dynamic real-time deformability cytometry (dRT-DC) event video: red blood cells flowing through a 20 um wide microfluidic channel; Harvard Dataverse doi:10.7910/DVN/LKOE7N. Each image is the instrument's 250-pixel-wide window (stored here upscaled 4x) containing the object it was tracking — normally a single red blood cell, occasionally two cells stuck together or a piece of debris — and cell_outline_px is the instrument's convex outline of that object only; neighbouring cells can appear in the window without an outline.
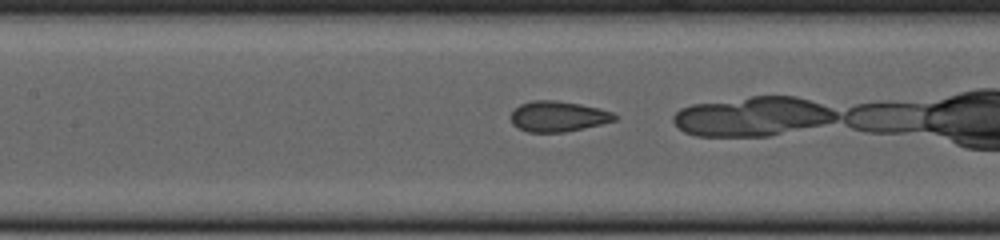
{"species": "common noctule bat (a hibernating species)", "species_latin": "Nyctalus noctula", "temperature_condition": "cold", "stored_images_in_passage": 37, "camera_frame_rate_fps": 3000, "um_per_image_px": 0.085, "animal": {"sex": "female", "body_mass_g": 23.0, "forearm_length_mm": 53.4}, "frame": {"image": 1, "passage_image": 20, "time_ms": 6.333, "image_size_px": [1000, 240], "cell_outline_px": [[620, 116], [616, 120], [600, 124], [564, 132], [528, 132], [512, 124], [512, 112], [520, 104], [532, 100], [556, 100], [580, 104], [600, 108], [612, 112]], "centroid_in_image_um": [47.47, 9.88], "position_along_channel_um": 159.9, "area_um2": 18.38}}